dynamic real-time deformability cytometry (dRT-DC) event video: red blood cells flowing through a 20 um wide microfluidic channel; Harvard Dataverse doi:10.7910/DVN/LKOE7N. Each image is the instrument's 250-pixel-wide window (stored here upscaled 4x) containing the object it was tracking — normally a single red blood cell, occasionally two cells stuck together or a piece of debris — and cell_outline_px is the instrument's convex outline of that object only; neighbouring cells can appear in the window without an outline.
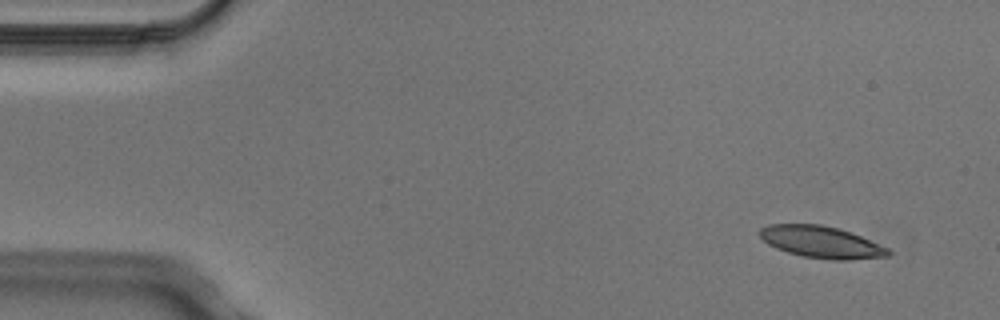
{"species": "Egyptian fruit bat (a non-hibernating species)", "species_latin": "Rousettus aegyptiacus", "temperature_condition": "cold", "stored_images_in_passage": 4, "camera_frame_rate_fps": 3000, "um_per_image_px": 0.085, "animal": {"sex": "male"}, "frame": {"image": 1, "passage_image": 1, "time_ms": 0.0, "image_size_px": [1000, 320], "cell_outline_px": [[892, 252], [888, 256], [852, 260], [832, 260], [800, 256], [776, 248], [768, 244], [756, 232], [760, 228], [768, 224], [820, 224], [836, 228], [860, 236], [888, 248]], "centroid_in_image_um": [69.77, 20.58], "position_along_channel_um": 15.2, "area_um2": 23.81}}
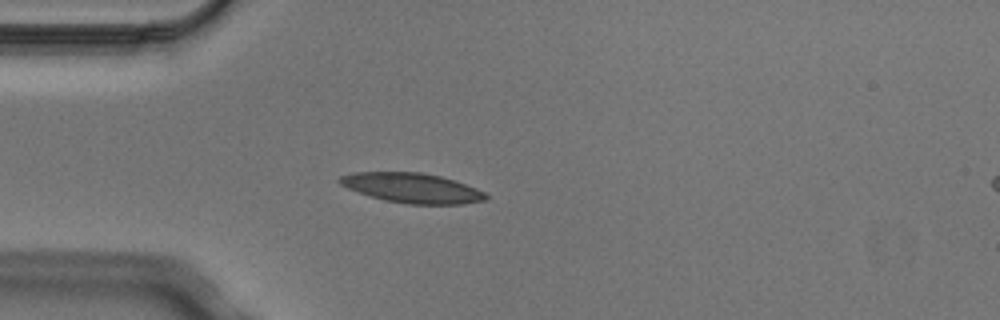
{"frame": {"image": 2, "passage_image": 4, "time_ms": 1.0, "image_size_px": [1000, 320], "cell_outline_px": [[488, 196], [484, 200], [464, 204], [408, 204], [384, 200], [348, 188], [340, 184], [336, 180], [340, 176], [352, 172], [420, 172], [440, 176], [476, 188], [484, 192]], "centroid_in_image_um": [35.0, 15.97], "position_along_channel_um": 50.0, "area_um2": 25.14}}